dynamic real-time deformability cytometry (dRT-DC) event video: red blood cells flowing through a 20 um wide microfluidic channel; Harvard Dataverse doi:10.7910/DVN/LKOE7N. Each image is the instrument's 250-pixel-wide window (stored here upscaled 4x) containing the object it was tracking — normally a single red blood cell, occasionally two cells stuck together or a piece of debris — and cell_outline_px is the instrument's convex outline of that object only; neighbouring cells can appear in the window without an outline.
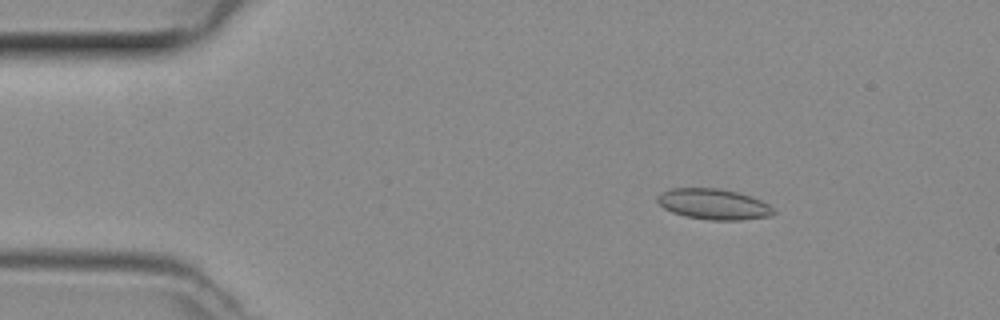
{"species": "common noctule bat (a hibernating species)", "species_latin": "Nyctalus noctula", "temperature_condition": "room temperature", "stored_images_in_passage": 48, "camera_frame_rate_fps": 3000, "um_per_image_px": 0.085, "animal": {"sex": "female", "body_mass_g": 29.2, "forearm_length_mm": 56.3}, "frame": {"image": 1, "passage_image": 7, "time_ms": 2.0, "image_size_px": [1000, 320], "cell_outline_px": [[776, 212], [772, 216], [740, 220], [708, 220], [684, 216], [672, 212], [664, 208], [656, 200], [656, 196], [660, 192], [672, 188], [720, 188], [740, 192], [752, 196], [768, 204]], "centroid_in_image_um": [60.65, 17.35], "position_along_channel_um": 24.3, "area_um2": 21.04}}
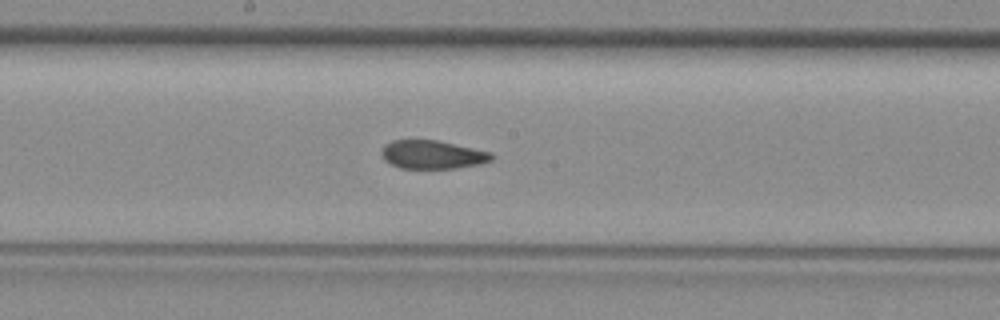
{"frame": {"image": 2, "passage_image": 25, "time_ms": 8.0, "image_size_px": [1000, 320], "cell_outline_px": [[492, 160], [480, 164], [456, 168], [400, 168], [384, 160], [380, 152], [384, 144], [392, 140], [436, 140], [492, 152]], "centroid_in_image_um": [36.73, 13.14], "position_along_channel_um": 211.5, "area_um2": 18.21}}
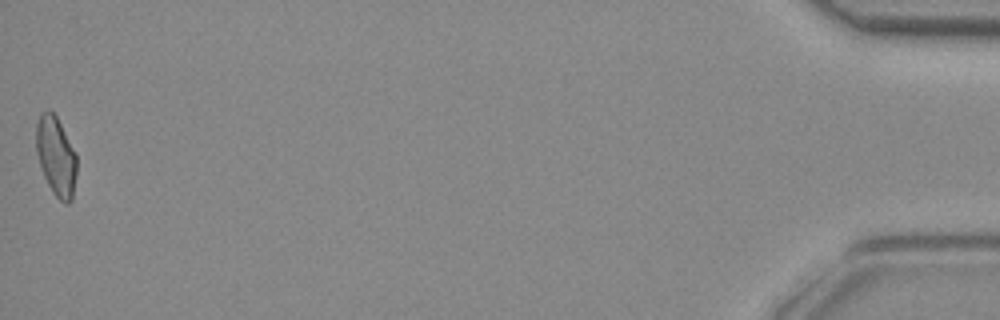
{"frame": {"image": 3, "passage_image": 48, "time_ms": 15.667, "image_size_px": [1000, 320], "cell_outline_px": [[76, 176], [72, 200], [68, 204], [64, 204], [52, 192], [44, 176], [36, 152], [36, 124], [40, 112], [48, 108], [56, 116], [76, 152]], "centroid_in_image_um": [4.76, 13.27], "position_along_channel_um": 430.4, "area_um2": 18.84}}